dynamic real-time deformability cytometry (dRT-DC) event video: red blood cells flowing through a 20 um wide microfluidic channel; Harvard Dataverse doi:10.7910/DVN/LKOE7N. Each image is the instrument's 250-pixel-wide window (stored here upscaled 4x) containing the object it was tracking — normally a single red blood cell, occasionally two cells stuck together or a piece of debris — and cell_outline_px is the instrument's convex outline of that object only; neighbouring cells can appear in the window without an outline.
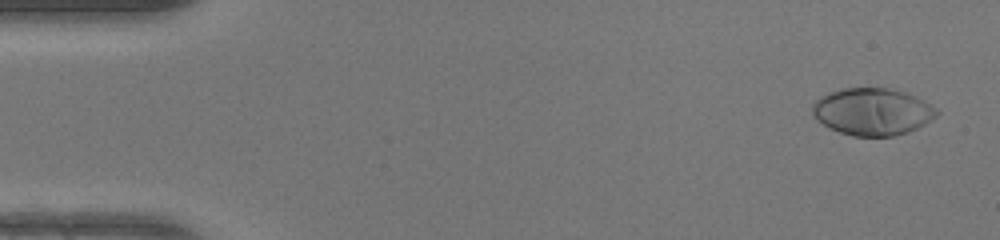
{"species": "human", "species_latin": "Homo sapiens", "temperature_condition": "warm", "stored_images_in_passage": 48, "camera_frame_rate_fps": 3000, "um_per_image_px": 0.085, "donor": {"sex": "female"}, "frame": {"image": 1, "passage_image": 2, "time_ms": 0.333, "image_size_px": [1000, 240], "cell_outline_px": [[940, 112], [932, 120], [908, 132], [892, 136], [852, 136], [828, 128], [816, 120], [812, 116], [812, 104], [820, 96], [828, 92], [840, 88], [888, 88], [904, 92], [916, 96], [924, 100], [936, 108]], "centroid_in_image_um": [74.13, 9.49], "position_along_channel_um": 10.9, "area_um2": 34.45}}
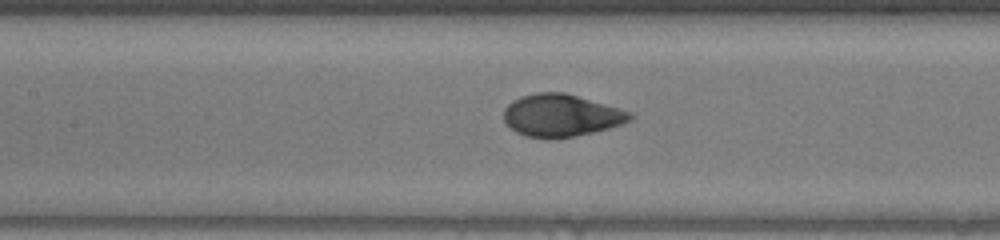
{"frame": {"image": 2, "passage_image": 22, "time_ms": 7.0, "image_size_px": [1000, 240], "cell_outline_px": [[636, 116], [632, 120], [624, 124], [592, 132], [552, 140], [548, 140], [524, 136], [516, 132], [504, 120], [504, 108], [512, 100], [520, 96], [536, 92], [564, 92], [620, 108], [632, 112]], "centroid_in_image_um": [47.71, 9.82], "position_along_channel_um": 159.7, "area_um2": 31.56}}
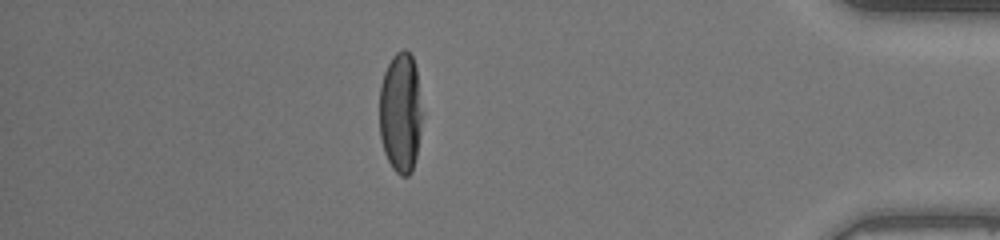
{"frame": {"image": 3, "passage_image": 42, "time_ms": 13.667, "image_size_px": [1000, 240], "cell_outline_px": [[420, 132], [416, 156], [412, 172], [408, 176], [400, 176], [392, 168], [384, 152], [380, 136], [380, 84], [384, 72], [392, 56], [396, 52], [404, 48], [412, 56], [416, 68], [420, 112]], "centroid_in_image_um": [34.02, 9.58], "position_along_channel_um": 401.2, "area_um2": 29.65}, "authors_computed_cell_mechanics": {"area_um2": 31.79, "velocity_mm_per_s": 4.2704, "shape_relaxation_time_tau1_ms": 3.7669, "shape_relaxation_time_tau2_ms": null, "deformation_change_tau1": 0.2638, "deformation_change_tau2": null}}